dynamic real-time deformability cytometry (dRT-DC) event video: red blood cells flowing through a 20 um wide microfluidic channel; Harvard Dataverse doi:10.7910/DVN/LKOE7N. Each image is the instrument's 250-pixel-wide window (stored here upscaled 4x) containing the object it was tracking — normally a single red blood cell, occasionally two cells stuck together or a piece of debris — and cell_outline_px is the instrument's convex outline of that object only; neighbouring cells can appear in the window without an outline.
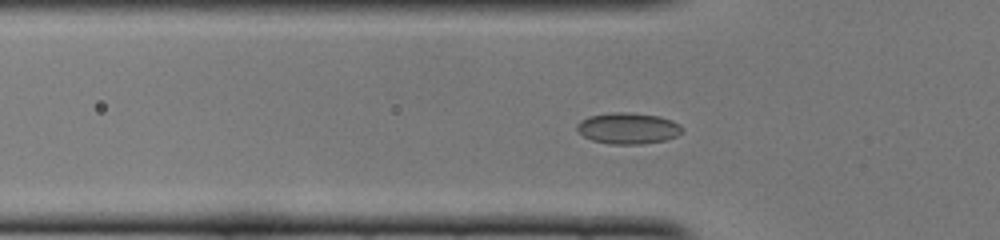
{"species": "common noctule bat (a hibernating species)", "species_latin": "Nyctalus noctula", "temperature_condition": "cold", "stored_images_in_passage": 50, "camera_frame_rate_fps": 3000, "um_per_image_px": 0.085, "animal": {"sex": "female", "body_mass_g": 22.0, "forearm_length_mm": 56.7}, "frame": {"image": 1, "passage_image": 15, "time_ms": 4.667, "image_size_px": [1000, 240], "cell_outline_px": [[684, 128], [676, 136], [664, 140], [640, 144], [612, 144], [592, 140], [584, 136], [576, 128], [576, 124], [580, 120], [588, 116], [612, 112], [628, 112], [660, 116], [672, 120], [680, 124]], "centroid_in_image_um": [53.38, 10.89], "position_along_channel_um": 72.4, "area_um2": 19.13}}
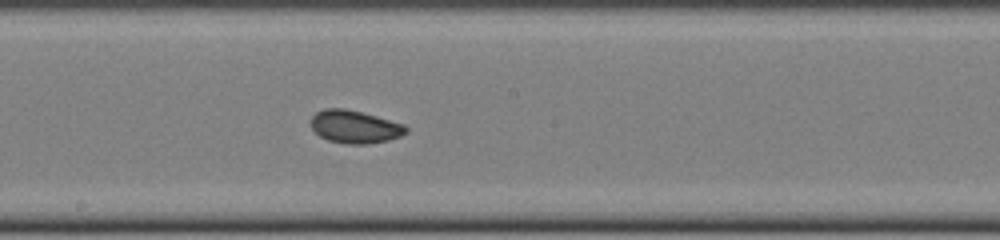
{"frame": {"image": 2, "passage_image": 26, "time_ms": 8.333, "image_size_px": [1000, 240], "cell_outline_px": [[408, 132], [400, 136], [388, 140], [368, 144], [348, 144], [328, 140], [320, 136], [312, 128], [312, 116], [316, 112], [324, 108], [344, 108], [376, 116], [404, 124], [408, 128]], "centroid_in_image_um": [30.17, 10.77], "position_along_channel_um": 218.0, "area_um2": 18.09}}
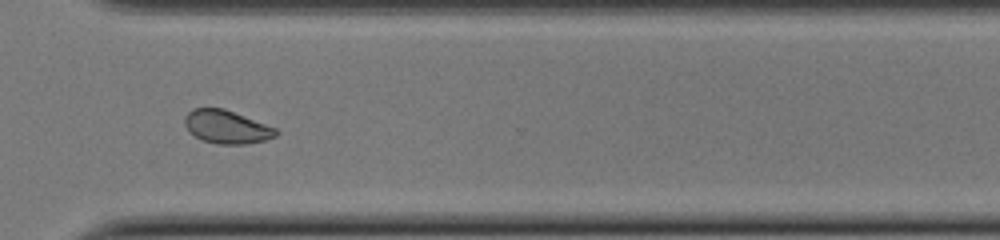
{"frame": {"image": 3, "passage_image": 36, "time_ms": 11.667, "image_size_px": [1000, 240], "cell_outline_px": [[280, 132], [276, 136], [264, 140], [244, 144], [216, 144], [204, 140], [196, 136], [184, 124], [184, 116], [192, 108], [224, 108], [276, 128]], "centroid_in_image_um": [19.27, 10.77], "position_along_channel_um": 351.3, "area_um2": 17.51}, "authors_computed_cell_mechanics": {"area_um2": 18.4093, "velocity_mm_per_s": 3.974, "shape_relaxation_time_tau1_ms": null, "shape_relaxation_time_tau2_ms": 1.2862, "deformation_change_tau1": null, "deformation_change_tau2": 0.0533}}